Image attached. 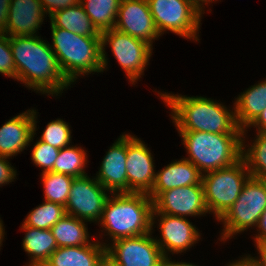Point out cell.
I'll use <instances>...</instances> for the list:
<instances>
[{"mask_svg":"<svg viewBox=\"0 0 266 266\" xmlns=\"http://www.w3.org/2000/svg\"><path fill=\"white\" fill-rule=\"evenodd\" d=\"M201 181L202 174L198 168L183 158L156 173L154 186L148 196L154 200L161 192L177 187L198 185Z\"/></svg>","mask_w":266,"mask_h":266,"instance_id":"d6986e66","label":"cell"},{"mask_svg":"<svg viewBox=\"0 0 266 266\" xmlns=\"http://www.w3.org/2000/svg\"><path fill=\"white\" fill-rule=\"evenodd\" d=\"M86 154L85 150L76 146L60 149L53 166V172L70 175L74 178L87 175L83 170L88 161Z\"/></svg>","mask_w":266,"mask_h":266,"instance_id":"484cf974","label":"cell"},{"mask_svg":"<svg viewBox=\"0 0 266 266\" xmlns=\"http://www.w3.org/2000/svg\"><path fill=\"white\" fill-rule=\"evenodd\" d=\"M44 12L50 17L57 11L72 7L80 3V0H39Z\"/></svg>","mask_w":266,"mask_h":266,"instance_id":"d6a6232c","label":"cell"},{"mask_svg":"<svg viewBox=\"0 0 266 266\" xmlns=\"http://www.w3.org/2000/svg\"><path fill=\"white\" fill-rule=\"evenodd\" d=\"M228 266H259V265L249 255L248 257L246 256L245 258H242L239 261L230 263Z\"/></svg>","mask_w":266,"mask_h":266,"instance_id":"f35d334b","label":"cell"},{"mask_svg":"<svg viewBox=\"0 0 266 266\" xmlns=\"http://www.w3.org/2000/svg\"><path fill=\"white\" fill-rule=\"evenodd\" d=\"M266 208V179L250 176L244 183L241 193L228 211L219 219L224 222L222 239L251 226H257Z\"/></svg>","mask_w":266,"mask_h":266,"instance_id":"52a82bcc","label":"cell"},{"mask_svg":"<svg viewBox=\"0 0 266 266\" xmlns=\"http://www.w3.org/2000/svg\"><path fill=\"white\" fill-rule=\"evenodd\" d=\"M59 151L60 149L39 140L34 145L31 159L33 160L34 164L39 167H43V173L52 172Z\"/></svg>","mask_w":266,"mask_h":266,"instance_id":"4dcf8cb0","label":"cell"},{"mask_svg":"<svg viewBox=\"0 0 266 266\" xmlns=\"http://www.w3.org/2000/svg\"><path fill=\"white\" fill-rule=\"evenodd\" d=\"M106 190L96 178L91 180L87 175L74 178L65 205L66 214L84 221H100L110 197Z\"/></svg>","mask_w":266,"mask_h":266,"instance_id":"8fae6325","label":"cell"},{"mask_svg":"<svg viewBox=\"0 0 266 266\" xmlns=\"http://www.w3.org/2000/svg\"><path fill=\"white\" fill-rule=\"evenodd\" d=\"M38 36L10 37L16 79L29 88L58 95L71 83L65 78L50 44Z\"/></svg>","mask_w":266,"mask_h":266,"instance_id":"6da1fadb","label":"cell"},{"mask_svg":"<svg viewBox=\"0 0 266 266\" xmlns=\"http://www.w3.org/2000/svg\"><path fill=\"white\" fill-rule=\"evenodd\" d=\"M151 232L121 238L106 246V258L115 266H164L165 257Z\"/></svg>","mask_w":266,"mask_h":266,"instance_id":"30bf717a","label":"cell"},{"mask_svg":"<svg viewBox=\"0 0 266 266\" xmlns=\"http://www.w3.org/2000/svg\"><path fill=\"white\" fill-rule=\"evenodd\" d=\"M39 140L62 149L70 144L71 130L65 121L61 119L53 120L47 124Z\"/></svg>","mask_w":266,"mask_h":266,"instance_id":"f546056e","label":"cell"},{"mask_svg":"<svg viewBox=\"0 0 266 266\" xmlns=\"http://www.w3.org/2000/svg\"><path fill=\"white\" fill-rule=\"evenodd\" d=\"M100 219L101 225L115 241L147 234L152 230L153 200L145 193H113Z\"/></svg>","mask_w":266,"mask_h":266,"instance_id":"3957f363","label":"cell"},{"mask_svg":"<svg viewBox=\"0 0 266 266\" xmlns=\"http://www.w3.org/2000/svg\"><path fill=\"white\" fill-rule=\"evenodd\" d=\"M11 0H0V32L4 33L8 23V12Z\"/></svg>","mask_w":266,"mask_h":266,"instance_id":"e575fe53","label":"cell"},{"mask_svg":"<svg viewBox=\"0 0 266 266\" xmlns=\"http://www.w3.org/2000/svg\"><path fill=\"white\" fill-rule=\"evenodd\" d=\"M266 108V80L250 87L235 102V117L238 127L245 133Z\"/></svg>","mask_w":266,"mask_h":266,"instance_id":"44dd1931","label":"cell"},{"mask_svg":"<svg viewBox=\"0 0 266 266\" xmlns=\"http://www.w3.org/2000/svg\"><path fill=\"white\" fill-rule=\"evenodd\" d=\"M22 229L26 232L23 239V248L25 252L31 255V262L28 266L47 262L51 254L58 248L51 230L38 229L24 224Z\"/></svg>","mask_w":266,"mask_h":266,"instance_id":"603a6c76","label":"cell"},{"mask_svg":"<svg viewBox=\"0 0 266 266\" xmlns=\"http://www.w3.org/2000/svg\"><path fill=\"white\" fill-rule=\"evenodd\" d=\"M192 162L202 174L228 167L242 158L244 133L178 131Z\"/></svg>","mask_w":266,"mask_h":266,"instance_id":"277c9868","label":"cell"},{"mask_svg":"<svg viewBox=\"0 0 266 266\" xmlns=\"http://www.w3.org/2000/svg\"><path fill=\"white\" fill-rule=\"evenodd\" d=\"M154 215L161 216L159 229L162 240L155 239V241L165 258L168 257L167 251L173 252V254L180 253L190 248V246L199 240L200 235L196 227L186 220L185 217L152 213V227L155 222Z\"/></svg>","mask_w":266,"mask_h":266,"instance_id":"9a60e30c","label":"cell"},{"mask_svg":"<svg viewBox=\"0 0 266 266\" xmlns=\"http://www.w3.org/2000/svg\"><path fill=\"white\" fill-rule=\"evenodd\" d=\"M99 266H115L108 258H105L104 261Z\"/></svg>","mask_w":266,"mask_h":266,"instance_id":"7bdbcfd3","label":"cell"},{"mask_svg":"<svg viewBox=\"0 0 266 266\" xmlns=\"http://www.w3.org/2000/svg\"><path fill=\"white\" fill-rule=\"evenodd\" d=\"M85 225L82 219L66 214L50 230L58 247L83 246L90 243Z\"/></svg>","mask_w":266,"mask_h":266,"instance_id":"cb8c5ba5","label":"cell"},{"mask_svg":"<svg viewBox=\"0 0 266 266\" xmlns=\"http://www.w3.org/2000/svg\"><path fill=\"white\" fill-rule=\"evenodd\" d=\"M256 246L260 254V259H255V257L253 259L259 266H266V242L256 243Z\"/></svg>","mask_w":266,"mask_h":266,"instance_id":"74e56055","label":"cell"},{"mask_svg":"<svg viewBox=\"0 0 266 266\" xmlns=\"http://www.w3.org/2000/svg\"><path fill=\"white\" fill-rule=\"evenodd\" d=\"M126 134L108 150L96 180L111 193L127 192Z\"/></svg>","mask_w":266,"mask_h":266,"instance_id":"e0dca14e","label":"cell"},{"mask_svg":"<svg viewBox=\"0 0 266 266\" xmlns=\"http://www.w3.org/2000/svg\"><path fill=\"white\" fill-rule=\"evenodd\" d=\"M36 112L28 110L7 121L0 128V156L11 157L22 152L36 133Z\"/></svg>","mask_w":266,"mask_h":266,"instance_id":"2e32d148","label":"cell"},{"mask_svg":"<svg viewBox=\"0 0 266 266\" xmlns=\"http://www.w3.org/2000/svg\"><path fill=\"white\" fill-rule=\"evenodd\" d=\"M101 41L103 70L107 65L104 47L109 43L113 55L127 73L130 81L137 82L136 80L141 77L143 70L148 65V60L152 55V46L115 28L102 31Z\"/></svg>","mask_w":266,"mask_h":266,"instance_id":"9c48e42d","label":"cell"},{"mask_svg":"<svg viewBox=\"0 0 266 266\" xmlns=\"http://www.w3.org/2000/svg\"><path fill=\"white\" fill-rule=\"evenodd\" d=\"M99 243L58 247L46 263L50 266H99L106 258V245Z\"/></svg>","mask_w":266,"mask_h":266,"instance_id":"ffe728a7","label":"cell"},{"mask_svg":"<svg viewBox=\"0 0 266 266\" xmlns=\"http://www.w3.org/2000/svg\"><path fill=\"white\" fill-rule=\"evenodd\" d=\"M250 126L258 127V133H266V108Z\"/></svg>","mask_w":266,"mask_h":266,"instance_id":"8d00e7d4","label":"cell"},{"mask_svg":"<svg viewBox=\"0 0 266 266\" xmlns=\"http://www.w3.org/2000/svg\"><path fill=\"white\" fill-rule=\"evenodd\" d=\"M207 212L202 181L198 185L166 190L153 200L152 213L185 217L198 216Z\"/></svg>","mask_w":266,"mask_h":266,"instance_id":"4fadbf2b","label":"cell"},{"mask_svg":"<svg viewBox=\"0 0 266 266\" xmlns=\"http://www.w3.org/2000/svg\"><path fill=\"white\" fill-rule=\"evenodd\" d=\"M250 176L243 158L228 167L202 174L204 201L208 212H214L219 220L239 197Z\"/></svg>","mask_w":266,"mask_h":266,"instance_id":"8992f818","label":"cell"},{"mask_svg":"<svg viewBox=\"0 0 266 266\" xmlns=\"http://www.w3.org/2000/svg\"><path fill=\"white\" fill-rule=\"evenodd\" d=\"M8 157L0 156V186L3 184H9L15 179L16 171L13 166L7 161Z\"/></svg>","mask_w":266,"mask_h":266,"instance_id":"836d02e7","label":"cell"},{"mask_svg":"<svg viewBox=\"0 0 266 266\" xmlns=\"http://www.w3.org/2000/svg\"><path fill=\"white\" fill-rule=\"evenodd\" d=\"M172 110L171 117L178 131L210 133H243L238 127L235 111L204 97L160 94Z\"/></svg>","mask_w":266,"mask_h":266,"instance_id":"7a4b0ae2","label":"cell"},{"mask_svg":"<svg viewBox=\"0 0 266 266\" xmlns=\"http://www.w3.org/2000/svg\"><path fill=\"white\" fill-rule=\"evenodd\" d=\"M2 220H0V246L2 245V241H3V236H4V229H3V225H2Z\"/></svg>","mask_w":266,"mask_h":266,"instance_id":"b9f144b4","label":"cell"},{"mask_svg":"<svg viewBox=\"0 0 266 266\" xmlns=\"http://www.w3.org/2000/svg\"><path fill=\"white\" fill-rule=\"evenodd\" d=\"M154 24L161 35L169 30L199 40L197 31L202 11L189 0H147Z\"/></svg>","mask_w":266,"mask_h":266,"instance_id":"ba28073f","label":"cell"},{"mask_svg":"<svg viewBox=\"0 0 266 266\" xmlns=\"http://www.w3.org/2000/svg\"><path fill=\"white\" fill-rule=\"evenodd\" d=\"M50 20L51 27L66 29L78 35L101 37V32L93 24L80 3L55 12L50 16Z\"/></svg>","mask_w":266,"mask_h":266,"instance_id":"7402d4cb","label":"cell"},{"mask_svg":"<svg viewBox=\"0 0 266 266\" xmlns=\"http://www.w3.org/2000/svg\"><path fill=\"white\" fill-rule=\"evenodd\" d=\"M256 136L247 151L242 143V158L252 177L266 179V133L257 132Z\"/></svg>","mask_w":266,"mask_h":266,"instance_id":"83f0119b","label":"cell"},{"mask_svg":"<svg viewBox=\"0 0 266 266\" xmlns=\"http://www.w3.org/2000/svg\"><path fill=\"white\" fill-rule=\"evenodd\" d=\"M7 36H34L43 22L44 10L39 0H11Z\"/></svg>","mask_w":266,"mask_h":266,"instance_id":"ac0fdd59","label":"cell"},{"mask_svg":"<svg viewBox=\"0 0 266 266\" xmlns=\"http://www.w3.org/2000/svg\"><path fill=\"white\" fill-rule=\"evenodd\" d=\"M51 29L53 45L50 47L70 83L81 74L103 72L101 37L78 35L58 27Z\"/></svg>","mask_w":266,"mask_h":266,"instance_id":"5b68a950","label":"cell"},{"mask_svg":"<svg viewBox=\"0 0 266 266\" xmlns=\"http://www.w3.org/2000/svg\"><path fill=\"white\" fill-rule=\"evenodd\" d=\"M164 266H196L190 263H185V262H173L170 261L168 257L165 258V265Z\"/></svg>","mask_w":266,"mask_h":266,"instance_id":"ab89813d","label":"cell"},{"mask_svg":"<svg viewBox=\"0 0 266 266\" xmlns=\"http://www.w3.org/2000/svg\"><path fill=\"white\" fill-rule=\"evenodd\" d=\"M115 29L143 40L152 46L158 38L156 26L147 0H121Z\"/></svg>","mask_w":266,"mask_h":266,"instance_id":"5bb4252c","label":"cell"},{"mask_svg":"<svg viewBox=\"0 0 266 266\" xmlns=\"http://www.w3.org/2000/svg\"><path fill=\"white\" fill-rule=\"evenodd\" d=\"M32 266H50V265L44 262V263H36V264H33Z\"/></svg>","mask_w":266,"mask_h":266,"instance_id":"ee69618b","label":"cell"},{"mask_svg":"<svg viewBox=\"0 0 266 266\" xmlns=\"http://www.w3.org/2000/svg\"><path fill=\"white\" fill-rule=\"evenodd\" d=\"M65 215L63 205L45 201L27 215L23 224L38 229H50Z\"/></svg>","mask_w":266,"mask_h":266,"instance_id":"f1b7e54d","label":"cell"},{"mask_svg":"<svg viewBox=\"0 0 266 266\" xmlns=\"http://www.w3.org/2000/svg\"><path fill=\"white\" fill-rule=\"evenodd\" d=\"M121 0H80L84 11L102 32L115 27Z\"/></svg>","mask_w":266,"mask_h":266,"instance_id":"d4e9b609","label":"cell"},{"mask_svg":"<svg viewBox=\"0 0 266 266\" xmlns=\"http://www.w3.org/2000/svg\"><path fill=\"white\" fill-rule=\"evenodd\" d=\"M74 177L56 172H42L45 201L61 204L65 207Z\"/></svg>","mask_w":266,"mask_h":266,"instance_id":"4316f807","label":"cell"},{"mask_svg":"<svg viewBox=\"0 0 266 266\" xmlns=\"http://www.w3.org/2000/svg\"><path fill=\"white\" fill-rule=\"evenodd\" d=\"M147 146L138 138L126 135L127 192L149 194L156 173Z\"/></svg>","mask_w":266,"mask_h":266,"instance_id":"7c38bea8","label":"cell"},{"mask_svg":"<svg viewBox=\"0 0 266 266\" xmlns=\"http://www.w3.org/2000/svg\"><path fill=\"white\" fill-rule=\"evenodd\" d=\"M189 1L192 2L195 6H197L201 11H203L202 9L203 3L211 2V0H189ZM200 2H202V4Z\"/></svg>","mask_w":266,"mask_h":266,"instance_id":"60d3db41","label":"cell"},{"mask_svg":"<svg viewBox=\"0 0 266 266\" xmlns=\"http://www.w3.org/2000/svg\"><path fill=\"white\" fill-rule=\"evenodd\" d=\"M257 227L260 230L259 231L260 234H258V236L257 235L255 236V242L256 243L266 242V208L259 219Z\"/></svg>","mask_w":266,"mask_h":266,"instance_id":"d590c367","label":"cell"},{"mask_svg":"<svg viewBox=\"0 0 266 266\" xmlns=\"http://www.w3.org/2000/svg\"><path fill=\"white\" fill-rule=\"evenodd\" d=\"M0 73L16 79V68L10 46V37L0 32Z\"/></svg>","mask_w":266,"mask_h":266,"instance_id":"1f68e13d","label":"cell"}]
</instances>
